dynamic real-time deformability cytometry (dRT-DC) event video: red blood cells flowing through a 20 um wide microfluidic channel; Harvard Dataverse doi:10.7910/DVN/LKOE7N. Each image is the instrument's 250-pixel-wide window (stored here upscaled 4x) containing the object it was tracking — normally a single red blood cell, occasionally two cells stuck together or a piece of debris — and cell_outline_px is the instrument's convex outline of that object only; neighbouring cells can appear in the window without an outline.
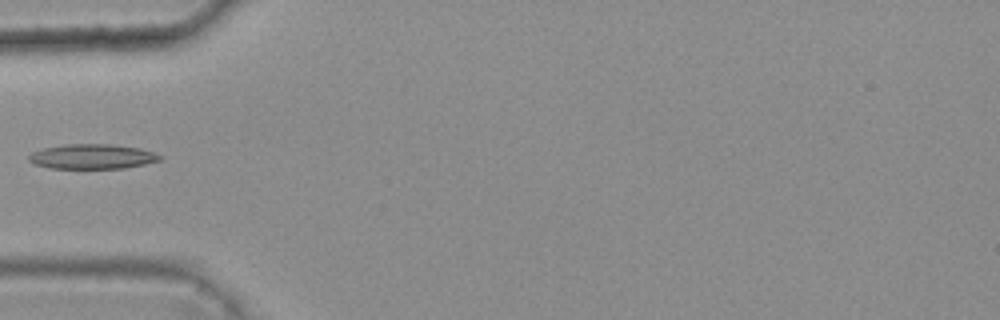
{"species": "common noctule bat (a hibernating species)", "species_latin": "Nyctalus noctula", "temperature_condition": "warm", "stored_images_in_passage": 6, "camera_frame_rate_fps": 3000, "um_per_image_px": 0.085, "animal": {"sex": "female", "body_mass_g": 25.1}, "frame": {"image": 1, "passage_image": 4, "time_ms": 1.0, "image_size_px": [1000, 320], "cell_outline_px": [[160, 160], [144, 164], [124, 168], [48, 168], [32, 164], [28, 160], [28, 156], [32, 152], [44, 148], [64, 144], [108, 144], [140, 148], [152, 152], [160, 156]], "centroid_in_image_um": [7.77, 13.31], "position_along_channel_um": 77.2, "area_um2": 18.84}}
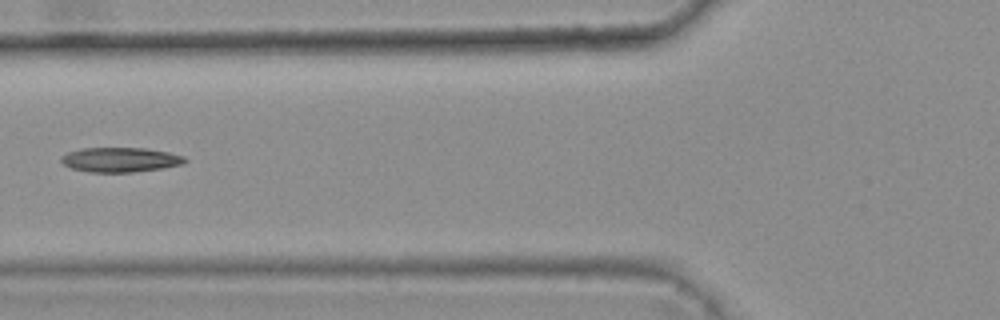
{"frame": {"image": 2, "passage_image": 5, "time_ms": 1.333, "image_size_px": [1000, 320], "cell_outline_px": [[188, 160], [184, 164], [160, 168], [132, 172], [88, 172], [72, 168], [64, 164], [60, 160], [60, 156], [68, 152], [80, 148], [144, 148], [168, 152], [184, 156]], "centroid_in_image_um": [10.21, 13.57], "position_along_channel_um": 115.6, "area_um2": 17.74}}
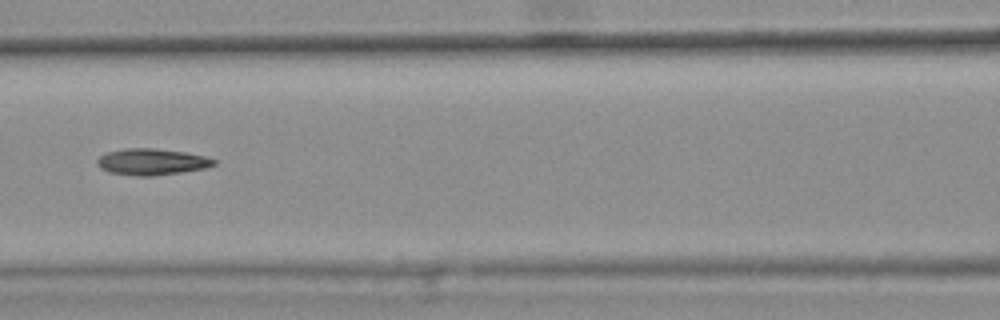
{"frame": {"image": 3, "passage_image": 6, "time_ms": 1.667, "image_size_px": [1000, 320], "cell_outline_px": [[216, 164], [204, 168], [180, 172], [152, 176], [136, 176], [108, 172], [100, 168], [96, 164], [96, 160], [100, 156], [108, 152], [124, 148], [156, 148], [184, 152], [204, 156], [216, 160]], "centroid_in_image_um": [12.86, 13.75], "position_along_channel_um": 153.7, "area_um2": 17.92}}